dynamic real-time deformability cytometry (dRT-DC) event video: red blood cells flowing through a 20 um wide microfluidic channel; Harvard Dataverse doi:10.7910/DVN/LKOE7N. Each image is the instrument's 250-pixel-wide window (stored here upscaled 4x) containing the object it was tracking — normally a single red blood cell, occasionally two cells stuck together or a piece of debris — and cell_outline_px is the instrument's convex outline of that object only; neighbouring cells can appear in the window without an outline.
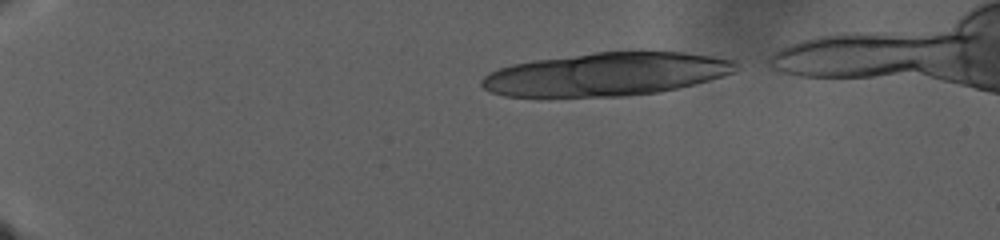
{"species": "human", "species_latin": "Homo sapiens", "temperature_condition": "warm", "stored_images_in_passage": 35, "camera_frame_rate_fps": 3000, "um_per_image_px": 0.085, "donor": {"sex": "male"}, "frame": {"image": 1, "passage_image": 4, "time_ms": 1.0, "image_size_px": [1000, 240], "cell_outline_px": [[740, 68], [736, 72], [708, 80], [660, 92], [628, 96], [504, 96], [488, 92], [480, 84], [480, 80], [488, 72], [512, 64], [536, 60], [596, 52], [640, 48], [684, 52], [712, 56], [736, 60]], "centroid_in_image_um": [51.59, 6.27], "position_along_channel_um": 33.4, "area_um2": 65.08}}
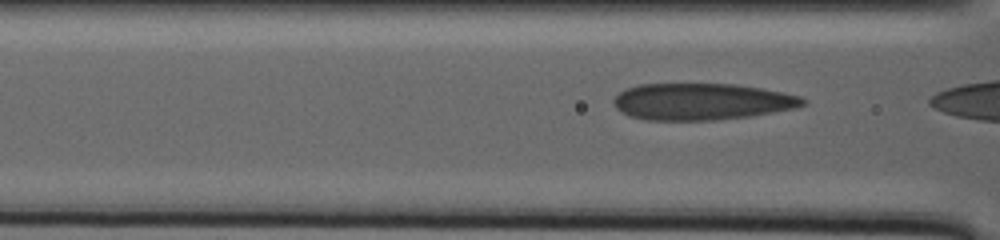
{"frame": {"image": 2, "passage_image": 32, "time_ms": 10.333, "image_size_px": [1000, 240], "cell_outline_px": [[808, 100], [804, 104], [796, 108], [748, 116], [716, 120], [648, 120], [628, 116], [620, 112], [616, 108], [612, 100], [620, 92], [628, 88], [640, 84], [736, 84], [784, 92], [800, 96]], "centroid_in_image_um": [59.64, 8.64], "position_along_channel_um": 107.0, "area_um2": 40.46}}